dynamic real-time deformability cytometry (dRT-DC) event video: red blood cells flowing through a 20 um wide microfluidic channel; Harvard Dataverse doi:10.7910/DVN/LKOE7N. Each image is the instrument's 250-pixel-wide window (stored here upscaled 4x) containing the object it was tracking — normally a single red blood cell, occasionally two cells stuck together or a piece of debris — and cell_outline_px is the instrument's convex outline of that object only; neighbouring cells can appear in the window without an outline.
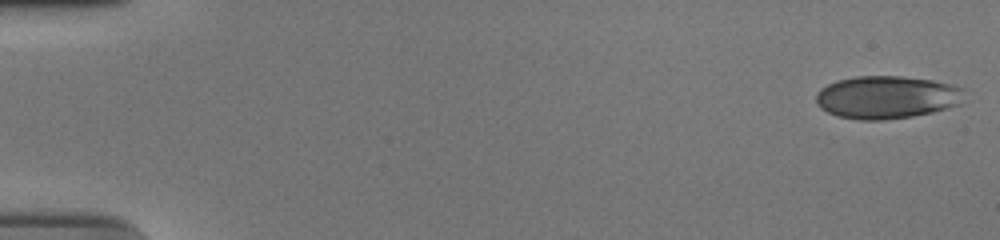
{"species": "human", "species_latin": "Homo sapiens", "temperature_condition": "cold", "stored_images_in_passage": 55, "camera_frame_rate_fps": 3000, "um_per_image_px": 0.085, "donor": {"sex": "male"}, "frame": {"image": 1, "passage_image": 1, "time_ms": 0.0, "image_size_px": [1000, 240], "cell_outline_px": [[964, 88], [960, 104], [948, 108], [932, 112], [912, 116], [880, 120], [860, 120], [836, 116], [820, 108], [816, 104], [816, 92], [820, 88], [836, 80], [856, 76], [900, 76], [932, 80]], "centroid_in_image_um": [75.32, 8.26], "position_along_channel_um": 9.7, "area_um2": 37.05}}
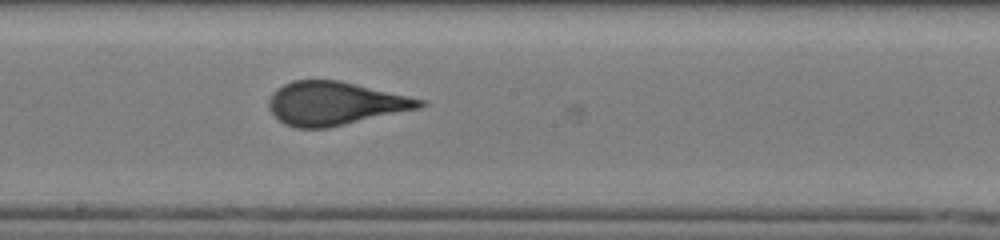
{"frame": {"image": 2, "passage_image": 31, "time_ms": 10.0, "image_size_px": [1000, 240], "cell_outline_px": [[428, 104], [420, 108], [328, 128], [296, 128], [284, 124], [268, 108], [268, 100], [272, 92], [276, 88], [292, 80], [340, 80], [408, 96], [424, 100]], "centroid_in_image_um": [28.45, 8.79], "position_along_channel_um": 219.8, "area_um2": 38.15}}
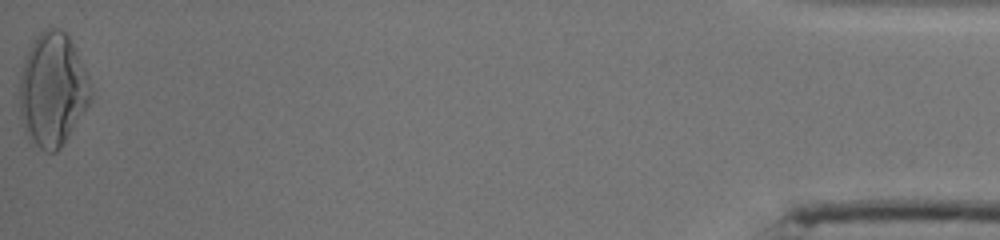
{"frame": {"image": 3, "passage_image": 55, "time_ms": 18.0, "image_size_px": [1000, 240], "cell_outline_px": [[92, 100], [60, 148], [56, 152], [48, 152], [40, 148], [28, 140], [24, 132], [20, 116], [20, 76], [24, 60], [36, 36], [44, 28], [60, 28], [72, 40], [88, 76], [92, 88]], "centroid_in_image_um": [4.48, 7.63], "position_along_channel_um": 430.7, "area_um2": 47.22}, "authors_computed_cell_mechanics": {"area_um2": 38.2058, "velocity_mm_per_s": 3.7377, "shape_relaxation_time_tau1_ms": 6.2053, "shape_relaxation_time_tau2_ms": null, "deformation_change_tau1": 0.1892, "deformation_change_tau2": null}}